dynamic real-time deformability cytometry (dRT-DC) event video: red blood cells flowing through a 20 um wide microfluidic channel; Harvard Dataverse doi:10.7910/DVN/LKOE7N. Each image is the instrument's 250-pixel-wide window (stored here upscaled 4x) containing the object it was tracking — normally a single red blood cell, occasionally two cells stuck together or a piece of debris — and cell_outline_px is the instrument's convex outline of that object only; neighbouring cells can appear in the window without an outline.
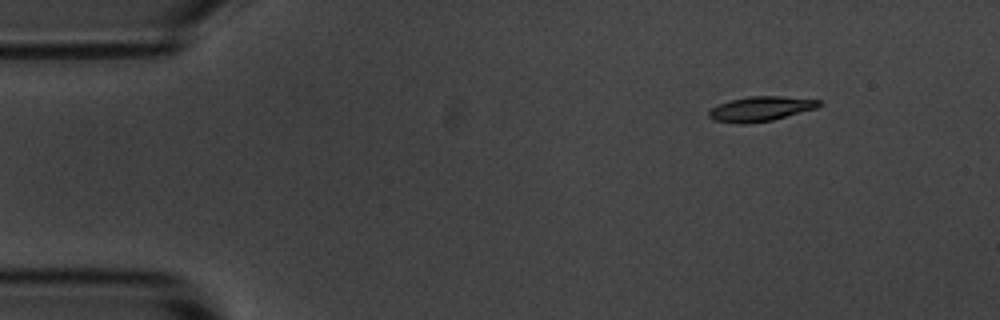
{"species": "common noctule bat (a hibernating species)", "species_latin": "Nyctalus noctula", "temperature_condition": "room temperature", "stored_images_in_passage": 6, "camera_frame_rate_fps": 3000, "um_per_image_px": 0.085, "animal": {"sex": "male", "body_mass_g": 20.1, "forearm_length_mm": 53.5}, "frame": {"image": 1, "passage_image": 6, "time_ms": 6.667, "image_size_px": [1000, 320], "cell_outline_px": [[820, 104], [816, 108], [772, 120], [740, 124], [712, 120], [708, 116], [708, 112], [712, 108], [720, 104], [732, 100], [748, 96], [780, 96], [820, 100]], "centroid_in_image_um": [64.62, 9.25], "position_along_channel_um": 20.4, "area_um2": 15.61}}